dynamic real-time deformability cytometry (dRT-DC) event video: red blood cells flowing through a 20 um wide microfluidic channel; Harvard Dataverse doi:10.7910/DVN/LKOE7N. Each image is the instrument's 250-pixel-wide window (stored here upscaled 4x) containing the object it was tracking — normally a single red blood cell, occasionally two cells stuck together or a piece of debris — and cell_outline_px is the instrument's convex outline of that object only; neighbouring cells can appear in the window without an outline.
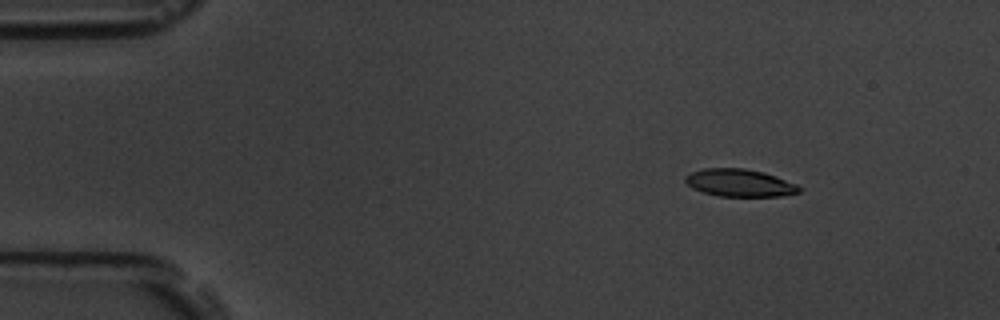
{"species": "common noctule bat (a hibernating species)", "species_latin": "Nyctalus noctula", "temperature_condition": "room temperature", "stored_images_in_passage": 9, "camera_frame_rate_fps": 3000, "um_per_image_px": 0.085, "animal": {"sex": "male", "body_mass_g": 19.5, "forearm_length_mm": 54.6}, "frame": {"image": 1, "passage_image": 1, "time_ms": 0.0, "image_size_px": [1000, 320], "cell_outline_px": [[804, 188], [800, 192], [780, 196], [720, 196], [704, 192], [692, 188], [684, 180], [684, 176], [692, 172], [704, 168], [744, 168], [764, 172], [776, 176], [796, 184]], "centroid_in_image_um": [62.89, 15.54], "position_along_channel_um": 22.1, "area_um2": 18.26}}
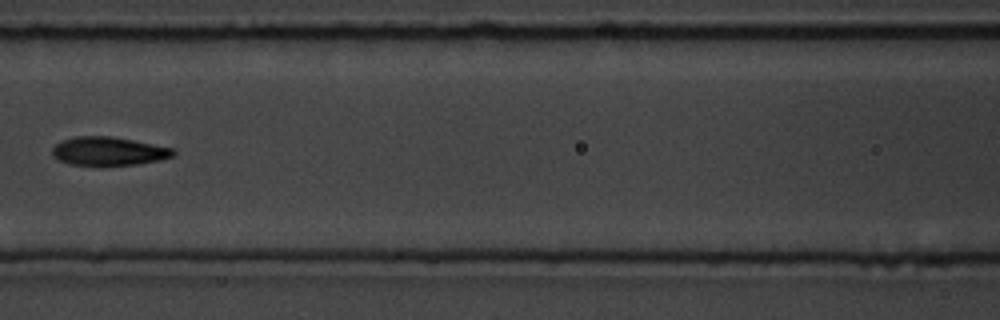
{"frame": {"image": 2, "passage_image": 6, "time_ms": 6.0, "image_size_px": [1000, 320], "cell_outline_px": [[176, 152], [172, 156], [160, 160], [136, 164], [72, 164], [60, 160], [52, 156], [52, 148], [56, 144], [64, 140], [76, 136], [108, 136], [132, 140], [172, 148]], "centroid_in_image_um": [9.22, 12.83], "position_along_channel_um": 157.4, "area_um2": 19.54}}
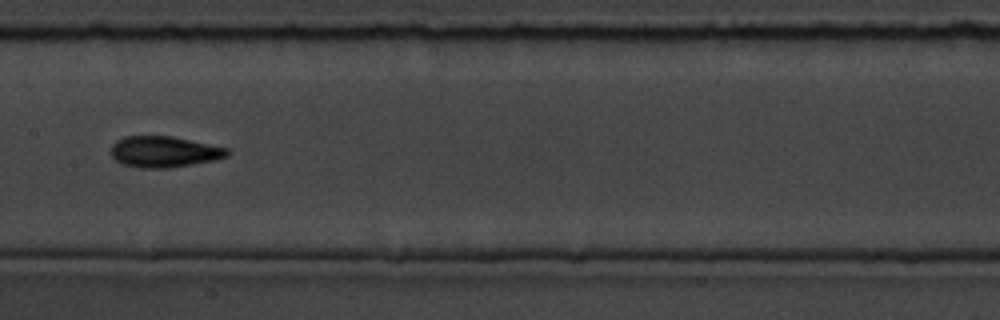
{"frame": {"image": 3, "passage_image": 7, "time_ms": 7.0, "image_size_px": [1000, 320], "cell_outline_px": [[228, 156], [212, 160], [192, 164], [168, 168], [140, 168], [124, 164], [116, 160], [112, 156], [112, 144], [116, 140], [124, 136], [172, 136], [228, 148]], "centroid_in_image_um": [13.93, 12.89], "position_along_channel_um": 193.5, "area_um2": 20.87}}